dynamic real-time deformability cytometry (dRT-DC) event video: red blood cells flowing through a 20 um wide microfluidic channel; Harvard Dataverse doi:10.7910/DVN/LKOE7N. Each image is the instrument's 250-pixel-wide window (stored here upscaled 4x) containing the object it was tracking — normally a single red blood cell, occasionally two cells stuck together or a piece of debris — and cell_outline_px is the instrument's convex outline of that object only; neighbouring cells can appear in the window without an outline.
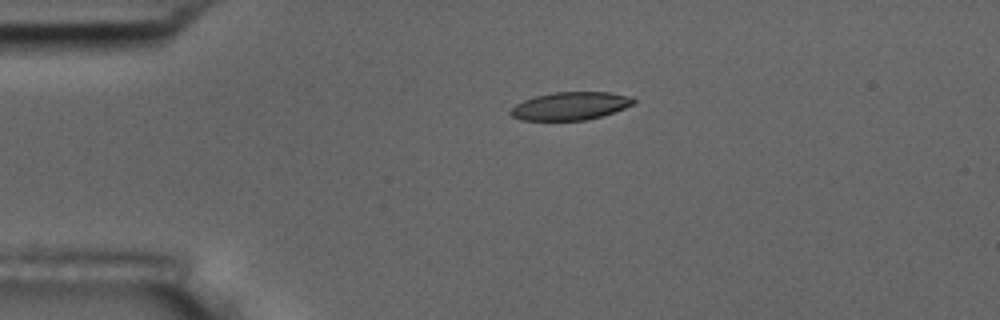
{"species": "common noctule bat (a hibernating species)", "species_latin": "Nyctalus noctula", "temperature_condition": "room temperature", "stored_images_in_passage": 4, "camera_frame_rate_fps": 3000, "um_per_image_px": 0.085, "animal": {"sex": "male", "body_mass_g": 17.5, "forearm_length_mm": 52.3}, "frame": {"image": 1, "passage_image": 3, "time_ms": 0.667, "image_size_px": [1000, 320], "cell_outline_px": [[636, 100], [632, 104], [624, 108], [604, 116], [584, 120], [520, 120], [512, 116], [508, 112], [516, 104], [524, 100], [536, 96], [552, 92], [612, 92], [628, 96]], "centroid_in_image_um": [48.47, 9.01], "position_along_channel_um": 36.5, "area_um2": 20.0}}